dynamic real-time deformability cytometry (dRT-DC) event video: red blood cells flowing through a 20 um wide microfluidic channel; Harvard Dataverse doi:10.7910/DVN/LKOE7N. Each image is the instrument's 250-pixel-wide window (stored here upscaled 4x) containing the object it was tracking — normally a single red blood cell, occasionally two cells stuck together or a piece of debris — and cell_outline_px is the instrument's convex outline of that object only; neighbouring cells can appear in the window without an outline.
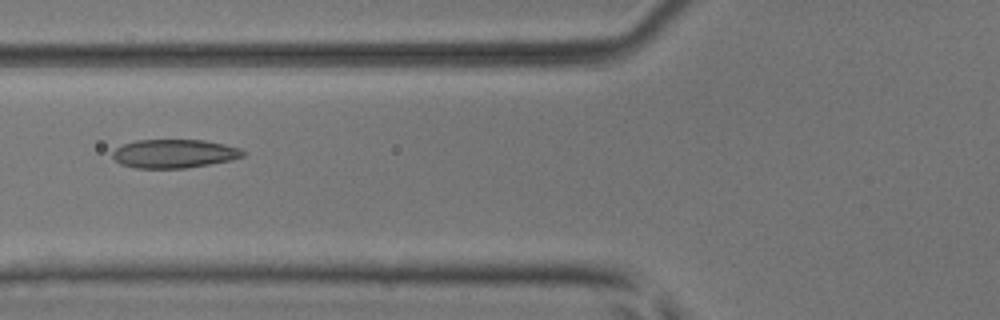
{"species": "common noctule bat (a hibernating species)", "species_latin": "Nyctalus noctula", "temperature_condition": "room temperature", "stored_images_in_passage": 6, "camera_frame_rate_fps": 3000, "um_per_image_px": 0.085, "animal": {"sex": "male", "body_mass_g": 17.9, "forearm_length_mm": 54.2}, "frame": {"image": 1, "passage_image": 5, "time_ms": 1.333, "image_size_px": [1000, 320], "cell_outline_px": [[244, 156], [228, 160], [208, 164], [184, 168], [136, 168], [120, 164], [112, 156], [112, 152], [116, 148], [124, 144], [136, 140], [204, 140], [224, 144], [240, 148], [244, 152]], "centroid_in_image_um": [14.77, 13.05], "position_along_channel_um": 111.0, "area_um2": 21.56}}
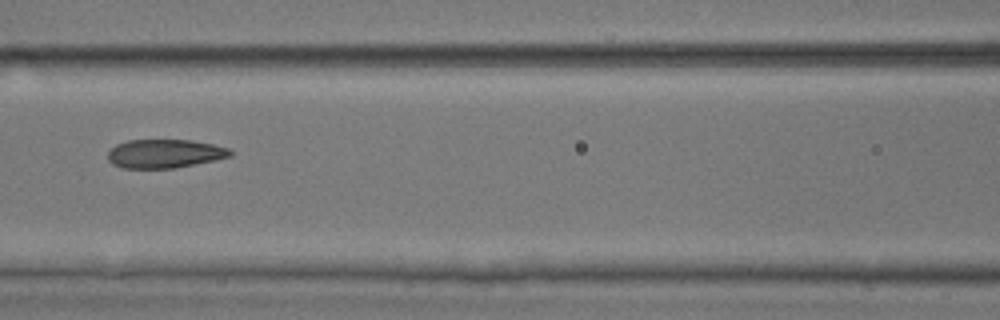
{"frame": {"image": 2, "passage_image": 6, "time_ms": 1.667, "image_size_px": [1000, 320], "cell_outline_px": [[232, 156], [216, 160], [176, 168], [124, 168], [112, 164], [108, 160], [108, 152], [116, 144], [128, 140], [192, 140], [212, 144], [228, 148], [232, 152]], "centroid_in_image_um": [14.0, 13.06], "position_along_channel_um": 152.6, "area_um2": 20.52}}